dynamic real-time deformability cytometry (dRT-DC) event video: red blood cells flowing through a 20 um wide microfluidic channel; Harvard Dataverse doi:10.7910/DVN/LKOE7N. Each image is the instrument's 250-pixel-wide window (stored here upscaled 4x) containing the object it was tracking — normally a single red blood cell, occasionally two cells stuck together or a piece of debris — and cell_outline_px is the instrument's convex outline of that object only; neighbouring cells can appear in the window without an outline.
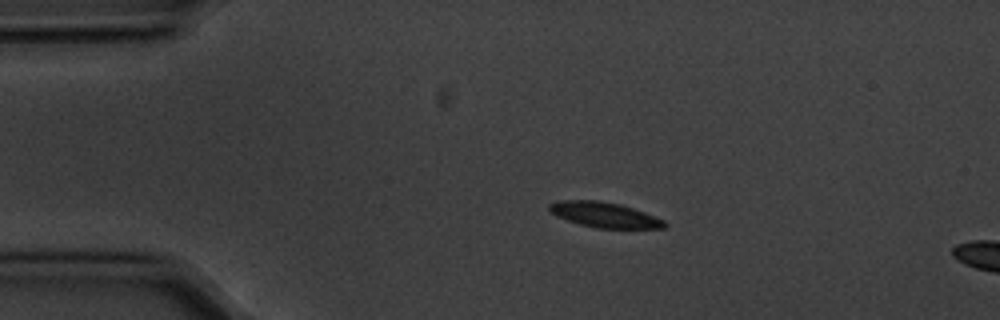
{"species": "common noctule bat (a hibernating species)", "species_latin": "Nyctalus noctula", "temperature_condition": "cold", "stored_images_in_passage": 15, "camera_frame_rate_fps": 3000, "um_per_image_px": 0.085, "animal": {"sex": "male", "body_mass_g": 20.1, "forearm_length_mm": 53.5}, "frame": {"image": 1, "passage_image": 11, "time_ms": 3.333, "image_size_px": [1000, 320], "cell_outline_px": [[668, 224], [664, 228], [596, 228], [580, 224], [556, 216], [548, 208], [548, 204], [556, 200], [600, 200], [620, 204], [644, 212], [664, 220]], "centroid_in_image_um": [51.36, 18.25], "position_along_channel_um": 33.6, "area_um2": 16.94}}